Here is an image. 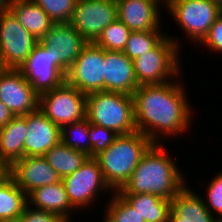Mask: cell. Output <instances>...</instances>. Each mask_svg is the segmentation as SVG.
<instances>
[{"label": "cell", "instance_id": "cell-1", "mask_svg": "<svg viewBox=\"0 0 222 222\" xmlns=\"http://www.w3.org/2000/svg\"><path fill=\"white\" fill-rule=\"evenodd\" d=\"M179 77L162 84L141 85L132 94L136 130L153 143L165 144L164 139L184 135L192 126L193 110Z\"/></svg>", "mask_w": 222, "mask_h": 222}, {"label": "cell", "instance_id": "cell-2", "mask_svg": "<svg viewBox=\"0 0 222 222\" xmlns=\"http://www.w3.org/2000/svg\"><path fill=\"white\" fill-rule=\"evenodd\" d=\"M161 143H154L143 155L129 181L119 189V194H152L172 200L187 184L168 150Z\"/></svg>", "mask_w": 222, "mask_h": 222}, {"label": "cell", "instance_id": "cell-3", "mask_svg": "<svg viewBox=\"0 0 222 222\" xmlns=\"http://www.w3.org/2000/svg\"><path fill=\"white\" fill-rule=\"evenodd\" d=\"M154 143L139 131L118 135L113 143L94 158L110 189L118 191L129 181L143 155Z\"/></svg>", "mask_w": 222, "mask_h": 222}, {"label": "cell", "instance_id": "cell-4", "mask_svg": "<svg viewBox=\"0 0 222 222\" xmlns=\"http://www.w3.org/2000/svg\"><path fill=\"white\" fill-rule=\"evenodd\" d=\"M89 123L113 130L118 135L136 132L133 97L119 92L99 91L86 95Z\"/></svg>", "mask_w": 222, "mask_h": 222}, {"label": "cell", "instance_id": "cell-5", "mask_svg": "<svg viewBox=\"0 0 222 222\" xmlns=\"http://www.w3.org/2000/svg\"><path fill=\"white\" fill-rule=\"evenodd\" d=\"M180 44V39L167 35L154 49L132 60L138 85L162 84L182 75Z\"/></svg>", "mask_w": 222, "mask_h": 222}, {"label": "cell", "instance_id": "cell-6", "mask_svg": "<svg viewBox=\"0 0 222 222\" xmlns=\"http://www.w3.org/2000/svg\"><path fill=\"white\" fill-rule=\"evenodd\" d=\"M165 8L186 33L187 40L200 43L222 12L211 0H166Z\"/></svg>", "mask_w": 222, "mask_h": 222}, {"label": "cell", "instance_id": "cell-7", "mask_svg": "<svg viewBox=\"0 0 222 222\" xmlns=\"http://www.w3.org/2000/svg\"><path fill=\"white\" fill-rule=\"evenodd\" d=\"M39 110L61 129L86 118V94L65 81L39 96Z\"/></svg>", "mask_w": 222, "mask_h": 222}, {"label": "cell", "instance_id": "cell-8", "mask_svg": "<svg viewBox=\"0 0 222 222\" xmlns=\"http://www.w3.org/2000/svg\"><path fill=\"white\" fill-rule=\"evenodd\" d=\"M70 204L78 211L95 203L100 192L113 193L106 184L98 161L88 157L72 174L62 178Z\"/></svg>", "mask_w": 222, "mask_h": 222}, {"label": "cell", "instance_id": "cell-9", "mask_svg": "<svg viewBox=\"0 0 222 222\" xmlns=\"http://www.w3.org/2000/svg\"><path fill=\"white\" fill-rule=\"evenodd\" d=\"M38 43L39 41L24 29L10 10L1 14V68L20 69Z\"/></svg>", "mask_w": 222, "mask_h": 222}, {"label": "cell", "instance_id": "cell-10", "mask_svg": "<svg viewBox=\"0 0 222 222\" xmlns=\"http://www.w3.org/2000/svg\"><path fill=\"white\" fill-rule=\"evenodd\" d=\"M19 70L39 96L65 82L66 72L56 64L53 48L46 47L41 41Z\"/></svg>", "mask_w": 222, "mask_h": 222}, {"label": "cell", "instance_id": "cell-11", "mask_svg": "<svg viewBox=\"0 0 222 222\" xmlns=\"http://www.w3.org/2000/svg\"><path fill=\"white\" fill-rule=\"evenodd\" d=\"M105 49L88 43L66 73L65 81L84 94L104 91Z\"/></svg>", "mask_w": 222, "mask_h": 222}, {"label": "cell", "instance_id": "cell-12", "mask_svg": "<svg viewBox=\"0 0 222 222\" xmlns=\"http://www.w3.org/2000/svg\"><path fill=\"white\" fill-rule=\"evenodd\" d=\"M117 18L116 0H77L70 23L88 43H94Z\"/></svg>", "mask_w": 222, "mask_h": 222}, {"label": "cell", "instance_id": "cell-13", "mask_svg": "<svg viewBox=\"0 0 222 222\" xmlns=\"http://www.w3.org/2000/svg\"><path fill=\"white\" fill-rule=\"evenodd\" d=\"M0 101L14 116H24L39 109V95L19 69L0 68Z\"/></svg>", "mask_w": 222, "mask_h": 222}, {"label": "cell", "instance_id": "cell-14", "mask_svg": "<svg viewBox=\"0 0 222 222\" xmlns=\"http://www.w3.org/2000/svg\"><path fill=\"white\" fill-rule=\"evenodd\" d=\"M46 47L53 48L56 64L66 73L88 42L69 23H54L40 40Z\"/></svg>", "mask_w": 222, "mask_h": 222}, {"label": "cell", "instance_id": "cell-15", "mask_svg": "<svg viewBox=\"0 0 222 222\" xmlns=\"http://www.w3.org/2000/svg\"><path fill=\"white\" fill-rule=\"evenodd\" d=\"M11 176L28 195L35 188L61 181L44 156H25L11 165Z\"/></svg>", "mask_w": 222, "mask_h": 222}, {"label": "cell", "instance_id": "cell-16", "mask_svg": "<svg viewBox=\"0 0 222 222\" xmlns=\"http://www.w3.org/2000/svg\"><path fill=\"white\" fill-rule=\"evenodd\" d=\"M162 3V0H116L117 16L131 31L161 29Z\"/></svg>", "mask_w": 222, "mask_h": 222}, {"label": "cell", "instance_id": "cell-17", "mask_svg": "<svg viewBox=\"0 0 222 222\" xmlns=\"http://www.w3.org/2000/svg\"><path fill=\"white\" fill-rule=\"evenodd\" d=\"M27 122L25 156H44L61 141V129L39 109L23 116Z\"/></svg>", "mask_w": 222, "mask_h": 222}, {"label": "cell", "instance_id": "cell-18", "mask_svg": "<svg viewBox=\"0 0 222 222\" xmlns=\"http://www.w3.org/2000/svg\"><path fill=\"white\" fill-rule=\"evenodd\" d=\"M138 87L133 61L122 51L105 50L104 91L132 96Z\"/></svg>", "mask_w": 222, "mask_h": 222}, {"label": "cell", "instance_id": "cell-19", "mask_svg": "<svg viewBox=\"0 0 222 222\" xmlns=\"http://www.w3.org/2000/svg\"><path fill=\"white\" fill-rule=\"evenodd\" d=\"M188 183L171 200L167 222H217L206 207L203 197L195 193Z\"/></svg>", "mask_w": 222, "mask_h": 222}, {"label": "cell", "instance_id": "cell-20", "mask_svg": "<svg viewBox=\"0 0 222 222\" xmlns=\"http://www.w3.org/2000/svg\"><path fill=\"white\" fill-rule=\"evenodd\" d=\"M27 200L31 207L57 214L68 222H71L70 219L73 217L70 211L76 210L70 204L62 180L35 188L27 195Z\"/></svg>", "mask_w": 222, "mask_h": 222}, {"label": "cell", "instance_id": "cell-21", "mask_svg": "<svg viewBox=\"0 0 222 222\" xmlns=\"http://www.w3.org/2000/svg\"><path fill=\"white\" fill-rule=\"evenodd\" d=\"M9 10L25 30L40 41L54 25L43 9L32 0H10Z\"/></svg>", "mask_w": 222, "mask_h": 222}, {"label": "cell", "instance_id": "cell-22", "mask_svg": "<svg viewBox=\"0 0 222 222\" xmlns=\"http://www.w3.org/2000/svg\"><path fill=\"white\" fill-rule=\"evenodd\" d=\"M27 122L23 116H15L0 128V157L10 166L24 157Z\"/></svg>", "mask_w": 222, "mask_h": 222}, {"label": "cell", "instance_id": "cell-23", "mask_svg": "<svg viewBox=\"0 0 222 222\" xmlns=\"http://www.w3.org/2000/svg\"><path fill=\"white\" fill-rule=\"evenodd\" d=\"M138 213L145 222H167L171 200L163 199L152 194H120Z\"/></svg>", "mask_w": 222, "mask_h": 222}, {"label": "cell", "instance_id": "cell-24", "mask_svg": "<svg viewBox=\"0 0 222 222\" xmlns=\"http://www.w3.org/2000/svg\"><path fill=\"white\" fill-rule=\"evenodd\" d=\"M44 157L61 179L75 172L88 158L85 153L74 150L61 141L53 146Z\"/></svg>", "mask_w": 222, "mask_h": 222}, {"label": "cell", "instance_id": "cell-25", "mask_svg": "<svg viewBox=\"0 0 222 222\" xmlns=\"http://www.w3.org/2000/svg\"><path fill=\"white\" fill-rule=\"evenodd\" d=\"M27 204V194L11 175L0 183V221L20 217Z\"/></svg>", "mask_w": 222, "mask_h": 222}, {"label": "cell", "instance_id": "cell-26", "mask_svg": "<svg viewBox=\"0 0 222 222\" xmlns=\"http://www.w3.org/2000/svg\"><path fill=\"white\" fill-rule=\"evenodd\" d=\"M161 29L149 31H132L123 50L125 55L134 60L154 49L166 36Z\"/></svg>", "mask_w": 222, "mask_h": 222}, {"label": "cell", "instance_id": "cell-27", "mask_svg": "<svg viewBox=\"0 0 222 222\" xmlns=\"http://www.w3.org/2000/svg\"><path fill=\"white\" fill-rule=\"evenodd\" d=\"M61 142L91 157L88 119L85 118L81 121L63 126L61 128Z\"/></svg>", "mask_w": 222, "mask_h": 222}, {"label": "cell", "instance_id": "cell-28", "mask_svg": "<svg viewBox=\"0 0 222 222\" xmlns=\"http://www.w3.org/2000/svg\"><path fill=\"white\" fill-rule=\"evenodd\" d=\"M110 199L105 207L103 222H145L144 217L117 191L112 193Z\"/></svg>", "mask_w": 222, "mask_h": 222}, {"label": "cell", "instance_id": "cell-29", "mask_svg": "<svg viewBox=\"0 0 222 222\" xmlns=\"http://www.w3.org/2000/svg\"><path fill=\"white\" fill-rule=\"evenodd\" d=\"M132 31L118 18L110 23L94 42L98 47L109 51L124 50Z\"/></svg>", "mask_w": 222, "mask_h": 222}, {"label": "cell", "instance_id": "cell-30", "mask_svg": "<svg viewBox=\"0 0 222 222\" xmlns=\"http://www.w3.org/2000/svg\"><path fill=\"white\" fill-rule=\"evenodd\" d=\"M54 23H69L77 0H32Z\"/></svg>", "mask_w": 222, "mask_h": 222}, {"label": "cell", "instance_id": "cell-31", "mask_svg": "<svg viewBox=\"0 0 222 222\" xmlns=\"http://www.w3.org/2000/svg\"><path fill=\"white\" fill-rule=\"evenodd\" d=\"M206 197V199H205ZM203 198L206 207L209 211L217 217L222 219V171L211 177L210 182L207 183L206 195Z\"/></svg>", "mask_w": 222, "mask_h": 222}, {"label": "cell", "instance_id": "cell-32", "mask_svg": "<svg viewBox=\"0 0 222 222\" xmlns=\"http://www.w3.org/2000/svg\"><path fill=\"white\" fill-rule=\"evenodd\" d=\"M118 136L113 130L89 123L91 157L106 150Z\"/></svg>", "mask_w": 222, "mask_h": 222}, {"label": "cell", "instance_id": "cell-33", "mask_svg": "<svg viewBox=\"0 0 222 222\" xmlns=\"http://www.w3.org/2000/svg\"><path fill=\"white\" fill-rule=\"evenodd\" d=\"M204 49L213 50L218 54H222V12L215 19L210 28L208 35L200 43Z\"/></svg>", "mask_w": 222, "mask_h": 222}, {"label": "cell", "instance_id": "cell-34", "mask_svg": "<svg viewBox=\"0 0 222 222\" xmlns=\"http://www.w3.org/2000/svg\"><path fill=\"white\" fill-rule=\"evenodd\" d=\"M21 216L25 222H68L57 214L33 208L28 204L24 208Z\"/></svg>", "mask_w": 222, "mask_h": 222}, {"label": "cell", "instance_id": "cell-35", "mask_svg": "<svg viewBox=\"0 0 222 222\" xmlns=\"http://www.w3.org/2000/svg\"><path fill=\"white\" fill-rule=\"evenodd\" d=\"M14 117L9 108L0 101V128L7 125Z\"/></svg>", "mask_w": 222, "mask_h": 222}, {"label": "cell", "instance_id": "cell-36", "mask_svg": "<svg viewBox=\"0 0 222 222\" xmlns=\"http://www.w3.org/2000/svg\"><path fill=\"white\" fill-rule=\"evenodd\" d=\"M11 175V166L0 157V183Z\"/></svg>", "mask_w": 222, "mask_h": 222}, {"label": "cell", "instance_id": "cell-37", "mask_svg": "<svg viewBox=\"0 0 222 222\" xmlns=\"http://www.w3.org/2000/svg\"><path fill=\"white\" fill-rule=\"evenodd\" d=\"M9 3H10V0H0V16L5 11L9 10Z\"/></svg>", "mask_w": 222, "mask_h": 222}, {"label": "cell", "instance_id": "cell-38", "mask_svg": "<svg viewBox=\"0 0 222 222\" xmlns=\"http://www.w3.org/2000/svg\"><path fill=\"white\" fill-rule=\"evenodd\" d=\"M0 222H25L23 217H16V218H11V219H5V220H1Z\"/></svg>", "mask_w": 222, "mask_h": 222}, {"label": "cell", "instance_id": "cell-39", "mask_svg": "<svg viewBox=\"0 0 222 222\" xmlns=\"http://www.w3.org/2000/svg\"><path fill=\"white\" fill-rule=\"evenodd\" d=\"M214 4H216L220 9H222V0H211Z\"/></svg>", "mask_w": 222, "mask_h": 222}]
</instances>
